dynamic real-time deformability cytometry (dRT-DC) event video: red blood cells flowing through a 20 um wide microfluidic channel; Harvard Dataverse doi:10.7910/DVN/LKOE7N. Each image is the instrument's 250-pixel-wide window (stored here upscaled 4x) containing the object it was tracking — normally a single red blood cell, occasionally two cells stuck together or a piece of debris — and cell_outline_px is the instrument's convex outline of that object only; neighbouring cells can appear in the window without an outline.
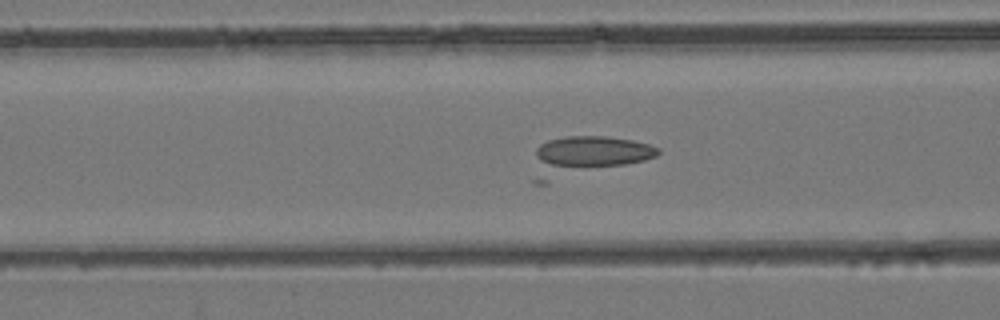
{"species": "common noctule bat (a hibernating species)", "species_latin": "Nyctalus noctula", "temperature_condition": "room temperature", "stored_images_in_passage": 46, "camera_frame_rate_fps": 3000, "um_per_image_px": 0.085, "animal": {"sex": "female", "body_mass_g": 24.6, "forearm_length_mm": 56.2}, "frame": {"image": 1, "passage_image": 20, "time_ms": 6.333, "image_size_px": [1000, 320], "cell_outline_px": [[660, 152], [656, 156], [644, 160], [624, 164], [552, 164], [540, 160], [536, 156], [536, 148], [540, 144], [548, 140], [564, 136], [608, 136], [632, 140], [648, 144], [660, 148]], "centroid_in_image_um": [50.51, 12.8], "position_along_channel_um": 116.1, "area_um2": 20.87}}
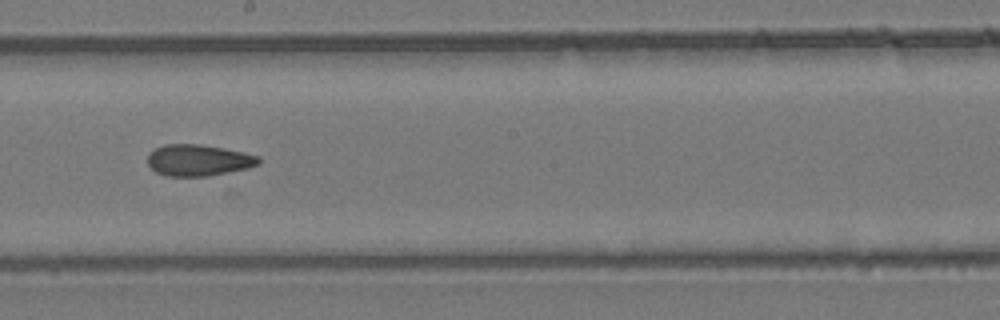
{"frame": {"image": 2, "passage_image": 28, "time_ms": 9.0, "image_size_px": [1000, 320], "cell_outline_px": [[260, 164], [248, 168], [208, 176], [168, 176], [156, 172], [148, 164], [148, 152], [164, 144], [200, 144], [224, 148], [244, 152], [260, 156]], "centroid_in_image_um": [16.88, 13.61], "position_along_channel_um": 231.3, "area_um2": 20.4}}
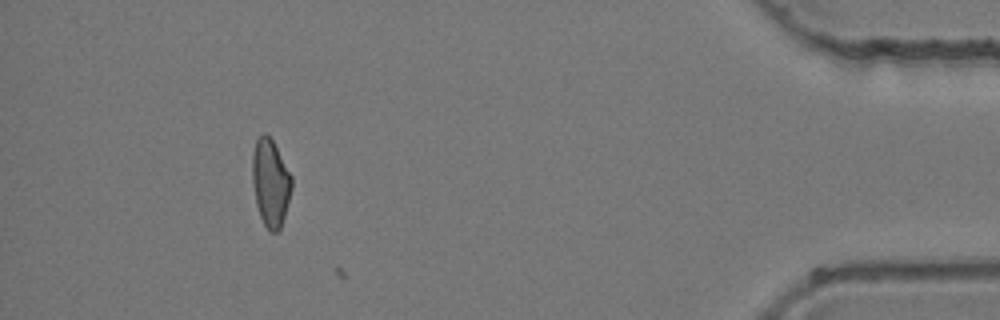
{"frame": {"image": 3, "passage_image": 45, "time_ms": 14.667, "image_size_px": [1000, 320], "cell_outline_px": [[292, 188], [284, 216], [280, 228], [276, 232], [268, 232], [260, 216], [256, 204], [252, 184], [252, 156], [256, 140], [264, 132], [272, 140], [292, 176]], "centroid_in_image_um": [22.98, 15.55], "position_along_channel_um": 412.2, "area_um2": 19.94}}